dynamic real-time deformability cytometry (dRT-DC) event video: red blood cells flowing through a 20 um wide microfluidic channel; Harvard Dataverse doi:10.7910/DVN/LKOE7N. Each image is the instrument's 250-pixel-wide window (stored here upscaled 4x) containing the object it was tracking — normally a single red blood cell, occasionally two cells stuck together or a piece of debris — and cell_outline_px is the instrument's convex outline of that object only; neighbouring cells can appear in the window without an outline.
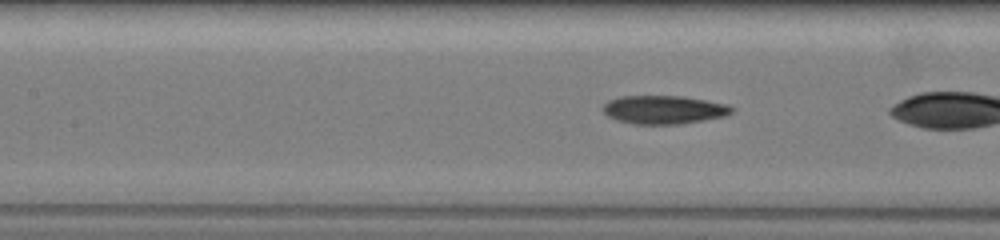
{"species": "common noctule bat (a hibernating species)", "species_latin": "Nyctalus noctula", "temperature_condition": "warm", "stored_images_in_passage": 18, "camera_frame_rate_fps": 3000, "um_per_image_px": 0.085, "animal": {"sex": "female", "body_mass_g": 19.5, "forearm_length_mm": 54.1}, "frame": {"image": 1, "passage_image": 9, "time_ms": 3.0, "image_size_px": [1000, 240], "cell_outline_px": [[736, 108], [732, 112], [724, 116], [704, 120], [680, 124], [632, 124], [608, 116], [604, 112], [604, 104], [608, 100], [620, 96], [680, 96], [728, 104]], "centroid_in_image_um": [56.45, 9.32], "position_along_channel_um": 151.0, "area_um2": 21.21}}